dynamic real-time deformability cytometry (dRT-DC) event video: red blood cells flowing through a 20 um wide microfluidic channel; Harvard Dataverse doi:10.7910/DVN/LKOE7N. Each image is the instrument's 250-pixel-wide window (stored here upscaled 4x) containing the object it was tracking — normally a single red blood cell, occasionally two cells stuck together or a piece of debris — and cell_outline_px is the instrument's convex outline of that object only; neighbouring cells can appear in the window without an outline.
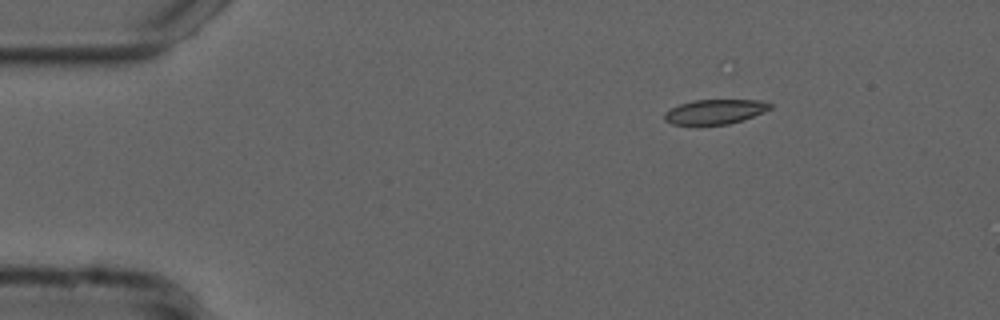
{"species": "common noctule bat (a hibernating species)", "species_latin": "Nyctalus noctula", "temperature_condition": "cold", "stored_images_in_passage": 15, "camera_frame_rate_fps": 3000, "um_per_image_px": 0.085, "animal": {"sex": "male", "forearm_length_mm": 52.5}, "frame": {"image": 1, "passage_image": 1, "time_ms": 0.0, "image_size_px": [1000, 320], "cell_outline_px": [[772, 108], [764, 112], [744, 120], [728, 124], [672, 124], [664, 120], [664, 112], [680, 104], [696, 100], [760, 100], [772, 104]], "centroid_in_image_um": [60.8, 9.49], "position_along_channel_um": 24.2, "area_um2": 15.09}}
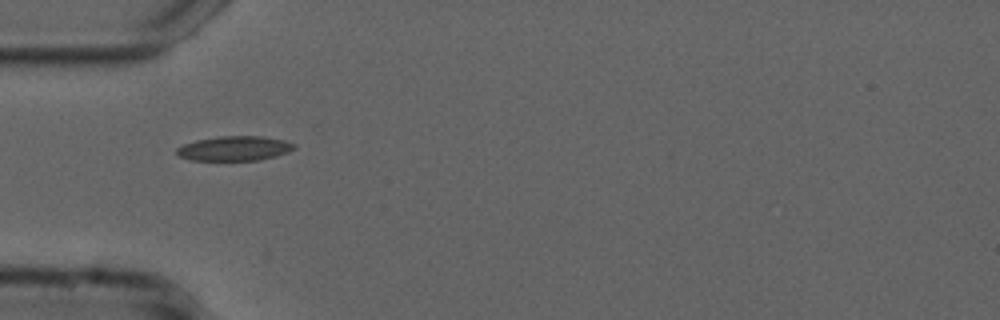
{"frame": {"image": 2, "passage_image": 10, "time_ms": 3.0, "image_size_px": [1000, 320], "cell_outline_px": [[296, 148], [288, 152], [276, 156], [260, 160], [192, 160], [180, 156], [176, 152], [176, 148], [184, 144], [196, 140], [220, 136], [260, 136], [284, 140], [296, 144]], "centroid_in_image_um": [19.96, 12.61], "position_along_channel_um": 65.0, "area_um2": 16.82}}
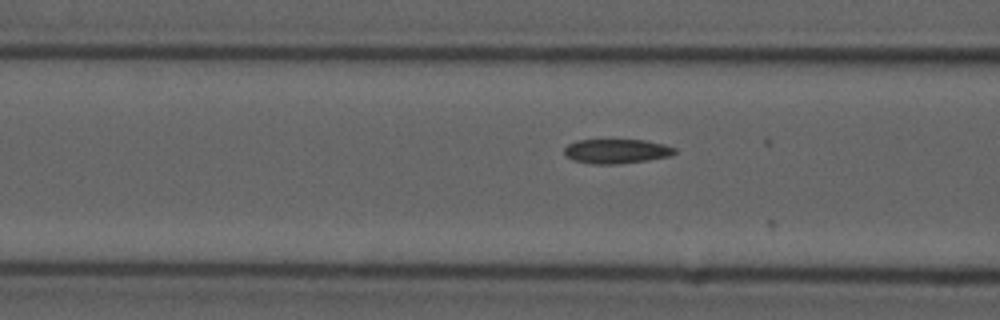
{"frame": {"image": 3, "passage_image": 14, "time_ms": 4.333, "image_size_px": [1000, 320], "cell_outline_px": [[676, 152], [668, 156], [648, 160], [616, 164], [592, 164], [572, 160], [564, 156], [564, 148], [568, 144], [576, 140], [644, 140], [664, 144], [676, 148]], "centroid_in_image_um": [52.36, 12.85], "position_along_channel_um": 114.2, "area_um2": 15.78}}